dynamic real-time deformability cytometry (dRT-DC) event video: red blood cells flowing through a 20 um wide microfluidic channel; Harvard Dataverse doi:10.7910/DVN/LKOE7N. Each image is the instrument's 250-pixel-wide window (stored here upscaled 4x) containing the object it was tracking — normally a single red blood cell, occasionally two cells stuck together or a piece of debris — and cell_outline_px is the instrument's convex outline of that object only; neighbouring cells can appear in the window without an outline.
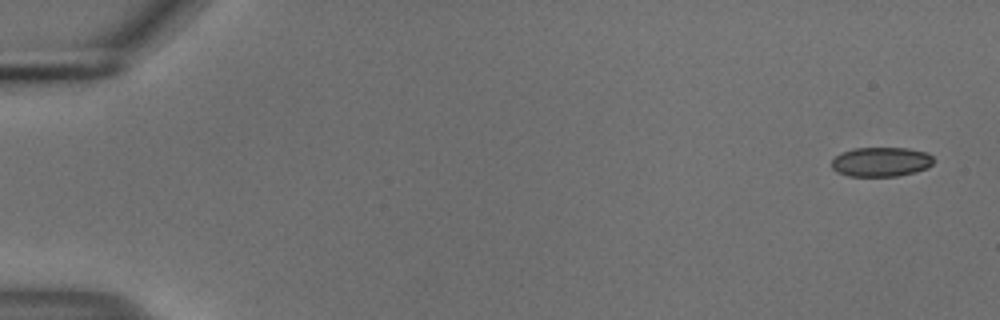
{"species": "common noctule bat (a hibernating species)", "species_latin": "Nyctalus noctula", "temperature_condition": "cold", "stored_images_in_passage": 6, "camera_frame_rate_fps": 3000, "um_per_image_px": 0.085, "animal": {"sex": "male", "body_mass_g": 18.8}, "frame": {"image": 1, "passage_image": 1, "time_ms": 0.0, "image_size_px": [1000, 320], "cell_outline_px": [[936, 160], [928, 168], [916, 172], [896, 176], [848, 176], [836, 172], [832, 168], [832, 160], [836, 156], [852, 148], [908, 148], [928, 152]], "centroid_in_image_um": [74.93, 13.76], "position_along_channel_um": 10.1, "area_um2": 17.69}}
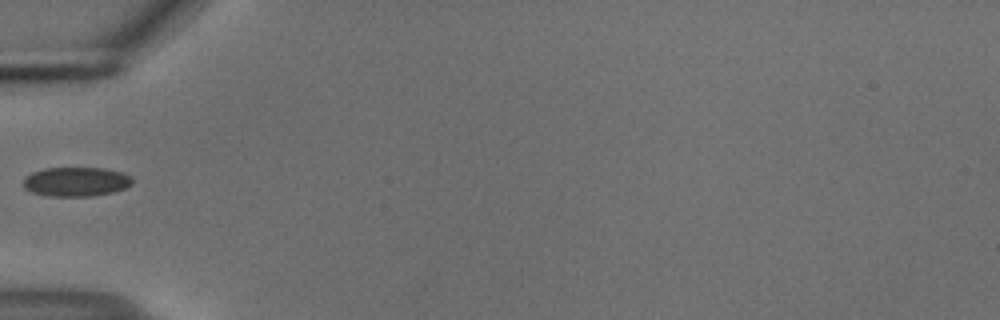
{"frame": {"image": 2, "passage_image": 5, "time_ms": 1.333, "image_size_px": [1000, 320], "cell_outline_px": [[132, 184], [124, 188], [112, 192], [92, 196], [48, 196], [32, 192], [24, 188], [24, 180], [32, 172], [44, 168], [104, 168], [124, 172], [132, 176]], "centroid_in_image_um": [6.5, 15.44], "position_along_channel_um": 78.5, "area_um2": 18.61}}
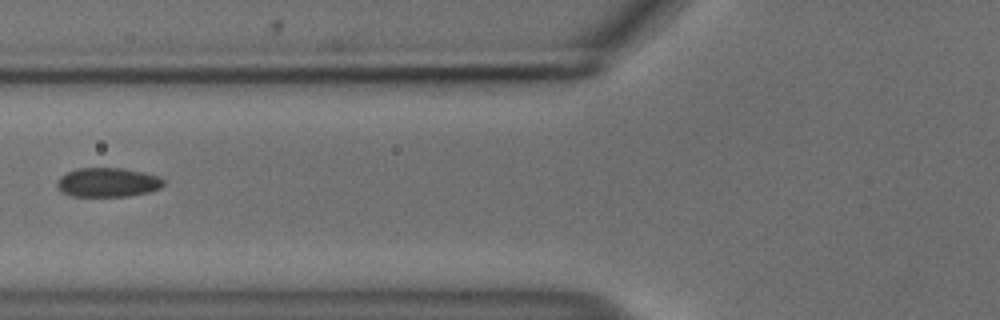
{"frame": {"image": 3, "passage_image": 6, "time_ms": 1.667, "image_size_px": [1000, 320], "cell_outline_px": [[164, 184], [160, 188], [148, 192], [128, 196], [72, 196], [60, 192], [56, 188], [56, 180], [60, 176], [76, 168], [124, 168], [144, 172], [160, 176], [164, 180]], "centroid_in_image_um": [9.13, 15.5], "position_along_channel_um": 116.7, "area_um2": 18.38}}